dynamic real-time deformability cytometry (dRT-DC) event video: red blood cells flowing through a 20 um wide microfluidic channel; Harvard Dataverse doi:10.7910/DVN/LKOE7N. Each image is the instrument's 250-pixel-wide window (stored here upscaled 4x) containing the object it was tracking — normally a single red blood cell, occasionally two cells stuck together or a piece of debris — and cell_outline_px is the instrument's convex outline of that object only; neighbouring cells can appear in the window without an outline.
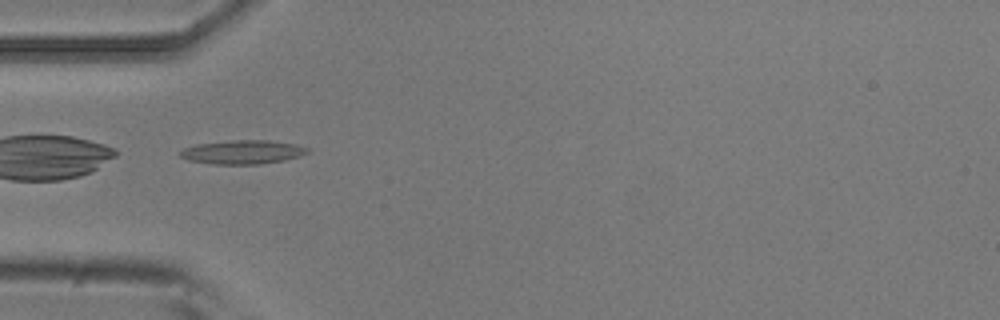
{"species": "common noctule bat (a hibernating species)", "species_latin": "Nyctalus noctula", "temperature_condition": "room temperature", "stored_images_in_passage": 8, "camera_frame_rate_fps": 3000, "um_per_image_px": 0.085, "animal": {"sex": "male", "body_mass_g": 20.5, "forearm_length_mm": 52.5}, "frame": {"image": 1, "passage_image": 6, "time_ms": 1.667, "image_size_px": [1000, 320], "cell_outline_px": [[308, 152], [300, 156], [284, 160], [260, 164], [212, 164], [188, 160], [180, 156], [180, 152], [184, 148], [196, 144], [232, 140], [268, 140], [296, 144], [308, 148]], "centroid_in_image_um": [20.62, 12.92], "position_along_channel_um": 64.4, "area_um2": 17.63}}
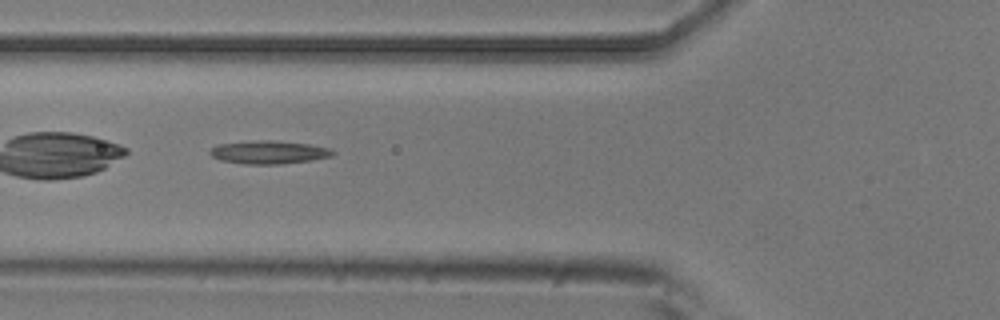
{"frame": {"image": 2, "passage_image": 7, "time_ms": 2.0, "image_size_px": [1000, 320], "cell_outline_px": [[336, 152], [332, 156], [312, 160], [280, 164], [244, 164], [220, 160], [212, 156], [208, 152], [216, 144], [268, 140], [308, 144], [328, 148]], "centroid_in_image_um": [22.84, 12.95], "position_along_channel_um": 103.0, "area_um2": 16.36}}
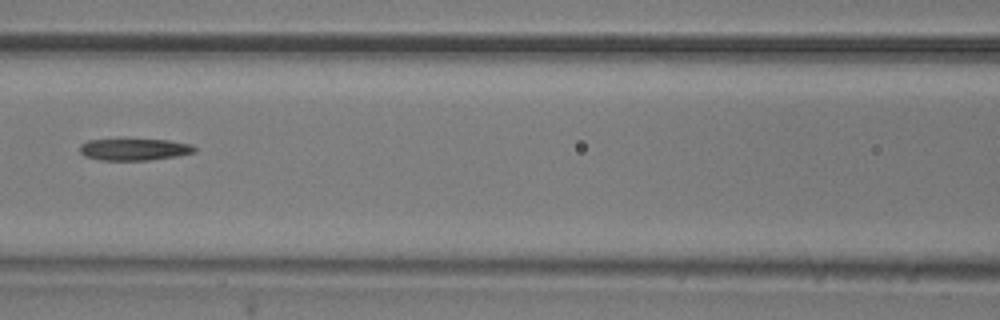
{"frame": {"image": 3, "passage_image": 8, "time_ms": 2.333, "image_size_px": [1000, 320], "cell_outline_px": [[196, 152], [176, 156], [148, 160], [100, 160], [84, 156], [80, 152], [80, 144], [88, 140], [168, 140], [192, 144], [196, 148]], "centroid_in_image_um": [11.42, 12.71], "position_along_channel_um": 155.2, "area_um2": 14.45}}